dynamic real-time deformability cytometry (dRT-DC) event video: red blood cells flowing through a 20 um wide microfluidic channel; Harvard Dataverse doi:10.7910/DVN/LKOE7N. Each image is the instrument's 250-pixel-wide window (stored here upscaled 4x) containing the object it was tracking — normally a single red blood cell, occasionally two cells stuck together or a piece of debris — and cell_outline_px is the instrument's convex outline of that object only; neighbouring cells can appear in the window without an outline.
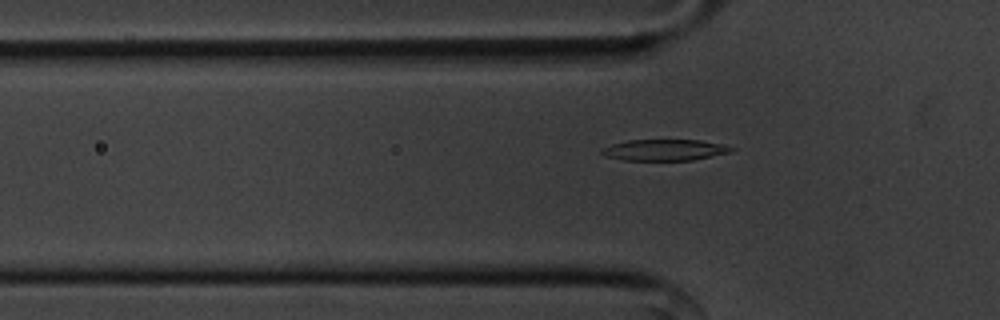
{"species": "common noctule bat (a hibernating species)", "species_latin": "Nyctalus noctula", "temperature_condition": "cold", "stored_images_in_passage": 56, "camera_frame_rate_fps": 3000, "um_per_image_px": 0.085, "animal": {"sex": "male", "body_mass_g": 20.1, "forearm_length_mm": 53.5}, "frame": {"image": 1, "passage_image": 18, "time_ms": 5.667, "image_size_px": [1000, 320], "cell_outline_px": [[736, 148], [728, 152], [692, 160], [624, 160], [604, 156], [600, 152], [604, 148], [612, 144], [628, 140], [700, 140], [724, 144]], "centroid_in_image_um": [56.48, 12.74], "position_along_channel_um": 69.3, "area_um2": 15.84}}
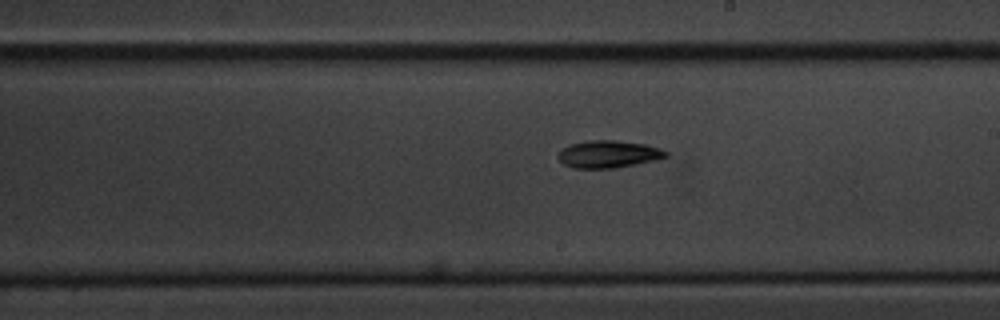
{"frame": {"image": 2, "passage_image": 32, "time_ms": 10.333, "image_size_px": [1000, 320], "cell_outline_px": [[668, 156], [636, 164], [612, 168], [572, 168], [564, 164], [556, 156], [560, 148], [568, 144], [588, 140], [616, 140], [644, 144], [660, 148], [668, 152]], "centroid_in_image_um": [51.64, 13.09], "position_along_channel_um": 237.4, "area_um2": 17.22}}
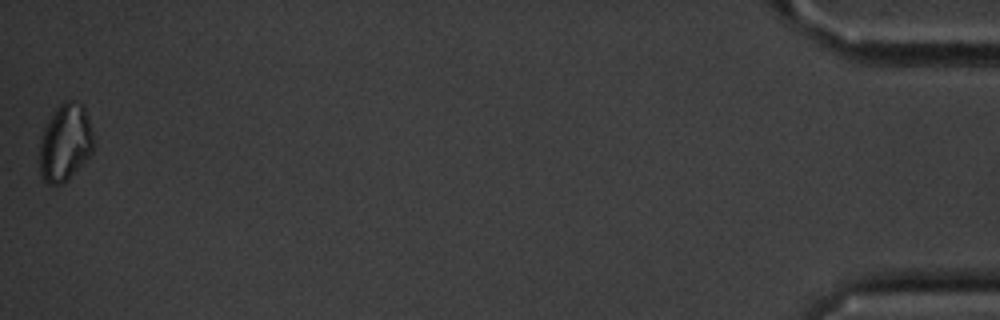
{"frame": {"image": 3, "passage_image": 56, "time_ms": 18.333, "image_size_px": [1000, 320], "cell_outline_px": [[92, 152], [68, 180], [64, 184], [48, 184], [40, 176], [40, 140], [44, 128], [48, 120], [56, 108], [64, 100], [72, 100], [84, 104], [88, 116], [92, 132]], "centroid_in_image_um": [5.53, 12.11], "position_along_channel_um": 429.7, "area_um2": 24.28}, "authors_computed_cell_mechanics": {"area_um2": 17.1088, "velocity_mm_per_s": 3.5859, "shape_relaxation_time_tau1_ms": 3.371, "shape_relaxation_time_tau2_ms": null, "deformation_change_tau1": 0.09, "deformation_change_tau2": null}}